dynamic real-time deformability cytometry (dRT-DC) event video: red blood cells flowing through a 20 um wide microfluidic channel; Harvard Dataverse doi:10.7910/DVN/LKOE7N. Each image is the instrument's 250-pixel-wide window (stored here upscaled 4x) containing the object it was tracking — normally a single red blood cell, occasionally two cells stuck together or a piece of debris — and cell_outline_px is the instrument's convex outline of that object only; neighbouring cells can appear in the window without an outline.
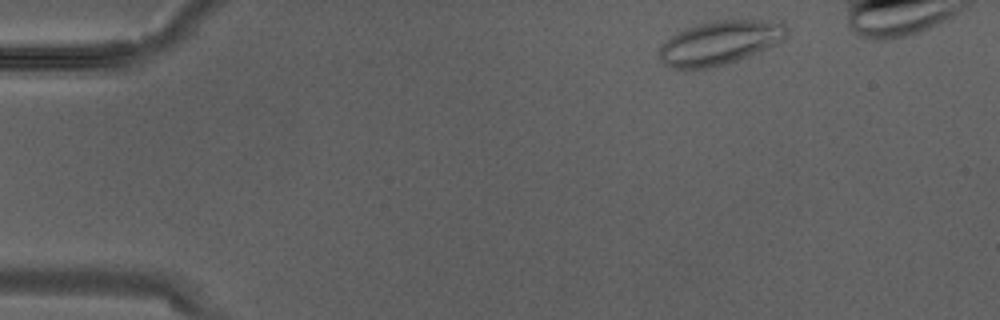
{"species": "Egyptian fruit bat (a non-hibernating species)", "species_latin": "Rousettus aegyptiacus", "temperature_condition": "warm", "stored_images_in_passage": 3, "camera_frame_rate_fps": 3000, "um_per_image_px": 0.085, "animal": {"sex": "male"}, "frame": {"image": 1, "passage_image": 1, "time_ms": 0.0, "image_size_px": [1000, 320], "cell_outline_px": [[788, 32], [784, 36], [772, 44], [748, 56], [724, 64], [708, 68], [684, 72], [672, 68], [664, 64], [660, 60], [660, 48], [676, 32], [684, 28], [716, 20], [760, 20], [784, 24], [788, 28]], "centroid_in_image_um": [61.08, 3.66], "position_along_channel_um": 23.9, "area_um2": 32.14}}